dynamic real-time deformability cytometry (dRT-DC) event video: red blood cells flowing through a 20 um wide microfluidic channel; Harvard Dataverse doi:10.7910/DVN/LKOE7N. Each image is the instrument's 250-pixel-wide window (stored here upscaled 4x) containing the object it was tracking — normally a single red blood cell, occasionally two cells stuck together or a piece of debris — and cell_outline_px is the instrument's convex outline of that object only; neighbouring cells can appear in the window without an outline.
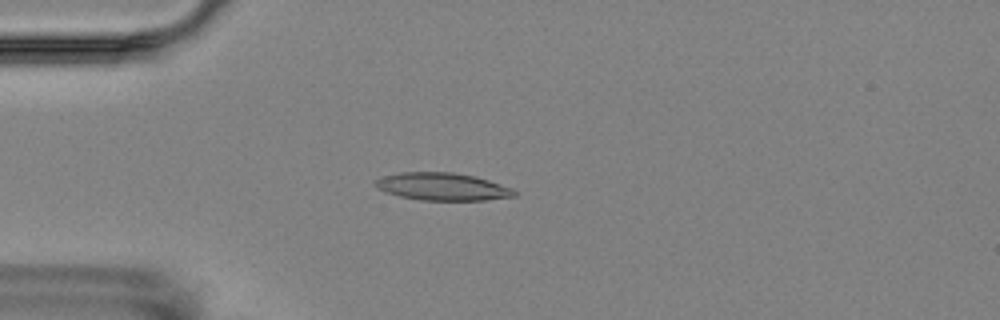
{"species": "Egyptian fruit bat (a non-hibernating species)", "species_latin": "Rousettus aegyptiacus", "temperature_condition": "room temperature", "stored_images_in_passage": 4, "camera_frame_rate_fps": 3000, "um_per_image_px": 0.085, "animal": {"sex": "female"}, "frame": {"image": 1, "passage_image": 3, "time_ms": 3.333, "image_size_px": [1000, 320], "cell_outline_px": [[516, 196], [484, 200], [420, 200], [400, 196], [388, 192], [380, 188], [376, 184], [376, 180], [384, 176], [400, 172], [452, 172], [472, 176], [488, 180], [512, 188], [516, 192]], "centroid_in_image_um": [37.64, 15.86], "position_along_channel_um": 47.4, "area_um2": 21.91}}